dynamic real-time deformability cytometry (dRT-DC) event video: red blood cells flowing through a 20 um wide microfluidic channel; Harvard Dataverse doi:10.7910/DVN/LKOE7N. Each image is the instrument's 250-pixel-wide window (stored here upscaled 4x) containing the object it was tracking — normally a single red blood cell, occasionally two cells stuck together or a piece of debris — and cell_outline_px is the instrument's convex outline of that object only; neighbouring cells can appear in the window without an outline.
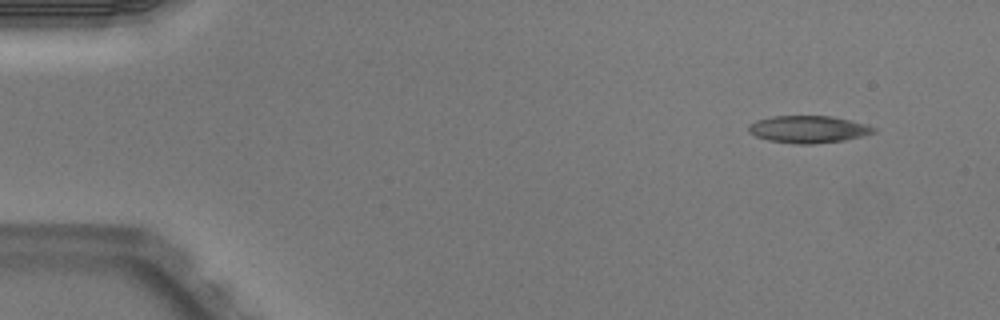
{"species": "Egyptian fruit bat (a non-hibernating species)", "species_latin": "Rousettus aegyptiacus", "temperature_condition": "warm", "stored_images_in_passage": 4, "camera_frame_rate_fps": 3000, "um_per_image_px": 0.085, "animal": {"sex": "male"}, "frame": {"image": 1, "passage_image": 1, "time_ms": 0.0, "image_size_px": [1000, 320], "cell_outline_px": [[876, 132], [844, 140], [812, 144], [796, 144], [768, 140], [756, 136], [748, 132], [748, 124], [756, 120], [772, 116], [832, 116], [868, 124], [876, 128]], "centroid_in_image_um": [68.69, 10.98], "position_along_channel_um": 16.3, "area_um2": 19.88}}
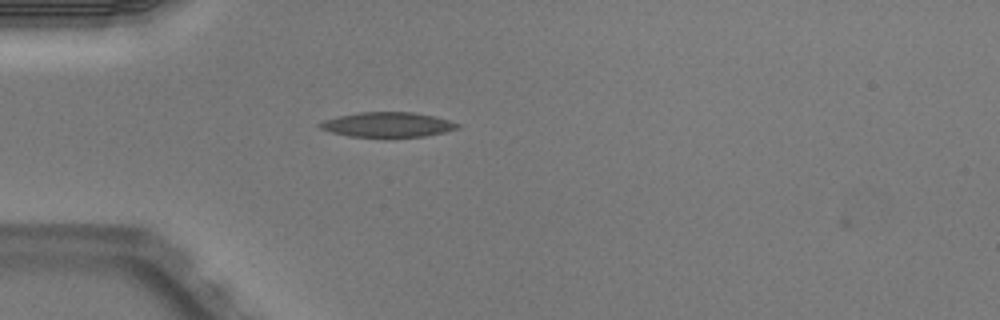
{"frame": {"image": 2, "passage_image": 4, "time_ms": 1.0, "image_size_px": [1000, 320], "cell_outline_px": [[460, 128], [444, 132], [424, 136], [348, 136], [332, 132], [320, 128], [316, 124], [324, 120], [340, 116], [360, 112], [412, 112], [436, 116], [460, 124]], "centroid_in_image_um": [32.96, 10.58], "position_along_channel_um": 52.0, "area_um2": 19.65}}